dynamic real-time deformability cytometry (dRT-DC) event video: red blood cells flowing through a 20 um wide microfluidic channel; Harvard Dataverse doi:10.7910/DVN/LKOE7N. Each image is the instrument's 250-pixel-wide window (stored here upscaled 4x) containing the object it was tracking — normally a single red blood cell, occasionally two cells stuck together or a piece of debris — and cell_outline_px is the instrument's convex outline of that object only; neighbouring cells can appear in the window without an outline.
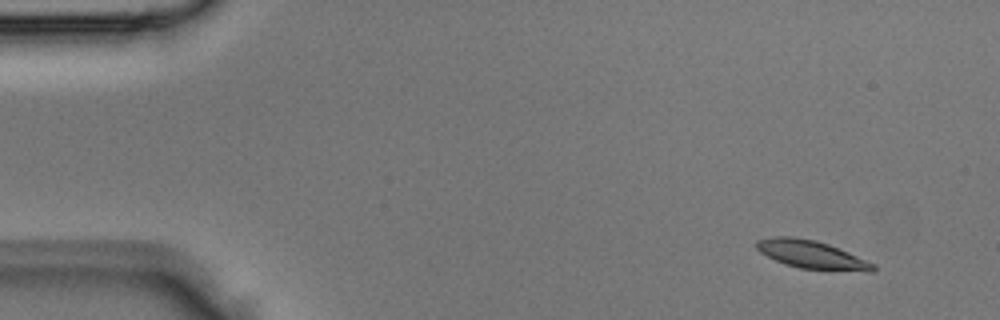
{"species": "Egyptian fruit bat (a non-hibernating species)", "species_latin": "Rousettus aegyptiacus", "temperature_condition": "room temperature", "stored_images_in_passage": 3, "camera_frame_rate_fps": 3000, "um_per_image_px": 0.085, "animal": {"sex": "male"}, "frame": {"image": 1, "passage_image": 1, "time_ms": 0.0, "image_size_px": [1000, 320], "cell_outline_px": [[876, 268], [872, 272], [868, 272], [800, 268], [784, 264], [760, 252], [756, 248], [756, 240], [772, 236], [792, 236], [816, 240], [828, 244], [848, 252], [876, 264]], "centroid_in_image_um": [68.99, 21.63], "position_along_channel_um": 16.0, "area_um2": 19.13}}
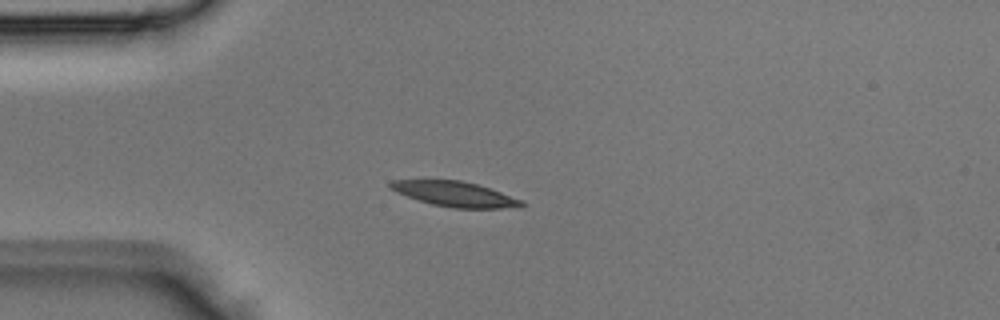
{"frame": {"image": 2, "passage_image": 3, "time_ms": 0.667, "image_size_px": [1000, 320], "cell_outline_px": [[528, 204], [520, 208], [452, 208], [432, 204], [396, 192], [388, 188], [388, 184], [392, 180], [460, 180], [476, 184], [524, 200]], "centroid_in_image_um": [38.71, 16.5], "position_along_channel_um": 46.3, "area_um2": 19.19}}